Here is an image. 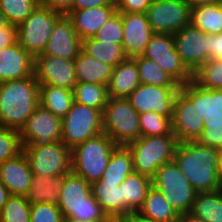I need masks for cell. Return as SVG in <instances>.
<instances>
[{
	"label": "cell",
	"mask_w": 222,
	"mask_h": 222,
	"mask_svg": "<svg viewBox=\"0 0 222 222\" xmlns=\"http://www.w3.org/2000/svg\"><path fill=\"white\" fill-rule=\"evenodd\" d=\"M217 148L198 141L178 142L173 161L184 173L197 193L220 190L217 178Z\"/></svg>",
	"instance_id": "cell-1"
},
{
	"label": "cell",
	"mask_w": 222,
	"mask_h": 222,
	"mask_svg": "<svg viewBox=\"0 0 222 222\" xmlns=\"http://www.w3.org/2000/svg\"><path fill=\"white\" fill-rule=\"evenodd\" d=\"M35 76L0 83V127L20 131L39 102Z\"/></svg>",
	"instance_id": "cell-2"
},
{
	"label": "cell",
	"mask_w": 222,
	"mask_h": 222,
	"mask_svg": "<svg viewBox=\"0 0 222 222\" xmlns=\"http://www.w3.org/2000/svg\"><path fill=\"white\" fill-rule=\"evenodd\" d=\"M64 218L79 222H113L91 191V184L72 170L64 175L57 204Z\"/></svg>",
	"instance_id": "cell-3"
},
{
	"label": "cell",
	"mask_w": 222,
	"mask_h": 222,
	"mask_svg": "<svg viewBox=\"0 0 222 222\" xmlns=\"http://www.w3.org/2000/svg\"><path fill=\"white\" fill-rule=\"evenodd\" d=\"M180 90L192 101L198 102V111L204 121L199 143L218 148L222 142V90L207 89L193 79L181 85Z\"/></svg>",
	"instance_id": "cell-4"
},
{
	"label": "cell",
	"mask_w": 222,
	"mask_h": 222,
	"mask_svg": "<svg viewBox=\"0 0 222 222\" xmlns=\"http://www.w3.org/2000/svg\"><path fill=\"white\" fill-rule=\"evenodd\" d=\"M117 144L104 132L71 150V170L92 184L101 179Z\"/></svg>",
	"instance_id": "cell-5"
},
{
	"label": "cell",
	"mask_w": 222,
	"mask_h": 222,
	"mask_svg": "<svg viewBox=\"0 0 222 222\" xmlns=\"http://www.w3.org/2000/svg\"><path fill=\"white\" fill-rule=\"evenodd\" d=\"M175 134L141 136L126 146L133 157L134 172L153 178L156 171L173 160L177 146Z\"/></svg>",
	"instance_id": "cell-6"
},
{
	"label": "cell",
	"mask_w": 222,
	"mask_h": 222,
	"mask_svg": "<svg viewBox=\"0 0 222 222\" xmlns=\"http://www.w3.org/2000/svg\"><path fill=\"white\" fill-rule=\"evenodd\" d=\"M102 118L103 132L117 145L126 146L141 137L139 113L127 98H108Z\"/></svg>",
	"instance_id": "cell-7"
},
{
	"label": "cell",
	"mask_w": 222,
	"mask_h": 222,
	"mask_svg": "<svg viewBox=\"0 0 222 222\" xmlns=\"http://www.w3.org/2000/svg\"><path fill=\"white\" fill-rule=\"evenodd\" d=\"M152 186L165 196L179 215L190 211L197 194L173 160L156 171L152 178Z\"/></svg>",
	"instance_id": "cell-8"
},
{
	"label": "cell",
	"mask_w": 222,
	"mask_h": 222,
	"mask_svg": "<svg viewBox=\"0 0 222 222\" xmlns=\"http://www.w3.org/2000/svg\"><path fill=\"white\" fill-rule=\"evenodd\" d=\"M63 16L38 5L26 20L17 25V42L33 57L43 53L55 24Z\"/></svg>",
	"instance_id": "cell-9"
},
{
	"label": "cell",
	"mask_w": 222,
	"mask_h": 222,
	"mask_svg": "<svg viewBox=\"0 0 222 222\" xmlns=\"http://www.w3.org/2000/svg\"><path fill=\"white\" fill-rule=\"evenodd\" d=\"M61 142L71 150L78 144L103 132L102 111L73 102L62 119Z\"/></svg>",
	"instance_id": "cell-10"
},
{
	"label": "cell",
	"mask_w": 222,
	"mask_h": 222,
	"mask_svg": "<svg viewBox=\"0 0 222 222\" xmlns=\"http://www.w3.org/2000/svg\"><path fill=\"white\" fill-rule=\"evenodd\" d=\"M31 171L35 176H60L71 171V149L61 142L48 145H23Z\"/></svg>",
	"instance_id": "cell-11"
},
{
	"label": "cell",
	"mask_w": 222,
	"mask_h": 222,
	"mask_svg": "<svg viewBox=\"0 0 222 222\" xmlns=\"http://www.w3.org/2000/svg\"><path fill=\"white\" fill-rule=\"evenodd\" d=\"M142 55L155 61L180 86L193 79V73L175 49L173 34L154 33Z\"/></svg>",
	"instance_id": "cell-12"
},
{
	"label": "cell",
	"mask_w": 222,
	"mask_h": 222,
	"mask_svg": "<svg viewBox=\"0 0 222 222\" xmlns=\"http://www.w3.org/2000/svg\"><path fill=\"white\" fill-rule=\"evenodd\" d=\"M146 15L154 33L175 34L191 24L188 0H152Z\"/></svg>",
	"instance_id": "cell-13"
},
{
	"label": "cell",
	"mask_w": 222,
	"mask_h": 222,
	"mask_svg": "<svg viewBox=\"0 0 222 222\" xmlns=\"http://www.w3.org/2000/svg\"><path fill=\"white\" fill-rule=\"evenodd\" d=\"M62 119L39 105L19 131L22 145L44 146L61 140Z\"/></svg>",
	"instance_id": "cell-14"
},
{
	"label": "cell",
	"mask_w": 222,
	"mask_h": 222,
	"mask_svg": "<svg viewBox=\"0 0 222 222\" xmlns=\"http://www.w3.org/2000/svg\"><path fill=\"white\" fill-rule=\"evenodd\" d=\"M171 120L178 142L197 141L202 135L204 121L198 111V102H192L181 90L175 97Z\"/></svg>",
	"instance_id": "cell-15"
},
{
	"label": "cell",
	"mask_w": 222,
	"mask_h": 222,
	"mask_svg": "<svg viewBox=\"0 0 222 222\" xmlns=\"http://www.w3.org/2000/svg\"><path fill=\"white\" fill-rule=\"evenodd\" d=\"M179 90L180 87L140 84L127 99L139 114L153 111L172 118L174 100Z\"/></svg>",
	"instance_id": "cell-16"
},
{
	"label": "cell",
	"mask_w": 222,
	"mask_h": 222,
	"mask_svg": "<svg viewBox=\"0 0 222 222\" xmlns=\"http://www.w3.org/2000/svg\"><path fill=\"white\" fill-rule=\"evenodd\" d=\"M173 40L177 53L193 74L207 62L209 34L190 24L173 34Z\"/></svg>",
	"instance_id": "cell-17"
},
{
	"label": "cell",
	"mask_w": 222,
	"mask_h": 222,
	"mask_svg": "<svg viewBox=\"0 0 222 222\" xmlns=\"http://www.w3.org/2000/svg\"><path fill=\"white\" fill-rule=\"evenodd\" d=\"M34 76L39 85L73 90L77 84L74 60L49 55L34 57Z\"/></svg>",
	"instance_id": "cell-18"
},
{
	"label": "cell",
	"mask_w": 222,
	"mask_h": 222,
	"mask_svg": "<svg viewBox=\"0 0 222 222\" xmlns=\"http://www.w3.org/2000/svg\"><path fill=\"white\" fill-rule=\"evenodd\" d=\"M123 25V51L127 57L142 55L154 32L151 29L146 13L120 12Z\"/></svg>",
	"instance_id": "cell-19"
},
{
	"label": "cell",
	"mask_w": 222,
	"mask_h": 222,
	"mask_svg": "<svg viewBox=\"0 0 222 222\" xmlns=\"http://www.w3.org/2000/svg\"><path fill=\"white\" fill-rule=\"evenodd\" d=\"M81 48L82 40L77 35L72 21L67 16H63L55 24L43 53L38 55L74 60Z\"/></svg>",
	"instance_id": "cell-20"
},
{
	"label": "cell",
	"mask_w": 222,
	"mask_h": 222,
	"mask_svg": "<svg viewBox=\"0 0 222 222\" xmlns=\"http://www.w3.org/2000/svg\"><path fill=\"white\" fill-rule=\"evenodd\" d=\"M32 178L33 173L23 151L0 164V181L10 195L26 196L29 192Z\"/></svg>",
	"instance_id": "cell-21"
},
{
	"label": "cell",
	"mask_w": 222,
	"mask_h": 222,
	"mask_svg": "<svg viewBox=\"0 0 222 222\" xmlns=\"http://www.w3.org/2000/svg\"><path fill=\"white\" fill-rule=\"evenodd\" d=\"M34 75V57L18 42L0 50V83Z\"/></svg>",
	"instance_id": "cell-22"
},
{
	"label": "cell",
	"mask_w": 222,
	"mask_h": 222,
	"mask_svg": "<svg viewBox=\"0 0 222 222\" xmlns=\"http://www.w3.org/2000/svg\"><path fill=\"white\" fill-rule=\"evenodd\" d=\"M116 11V6H100L73 10L67 17L72 21L79 38L84 40L92 38Z\"/></svg>",
	"instance_id": "cell-23"
},
{
	"label": "cell",
	"mask_w": 222,
	"mask_h": 222,
	"mask_svg": "<svg viewBox=\"0 0 222 222\" xmlns=\"http://www.w3.org/2000/svg\"><path fill=\"white\" fill-rule=\"evenodd\" d=\"M141 84L136 61L127 57L113 68L108 84L109 98H127Z\"/></svg>",
	"instance_id": "cell-24"
},
{
	"label": "cell",
	"mask_w": 222,
	"mask_h": 222,
	"mask_svg": "<svg viewBox=\"0 0 222 222\" xmlns=\"http://www.w3.org/2000/svg\"><path fill=\"white\" fill-rule=\"evenodd\" d=\"M122 188V217L137 212L143 205L148 190L152 187V179L133 172L120 184Z\"/></svg>",
	"instance_id": "cell-25"
},
{
	"label": "cell",
	"mask_w": 222,
	"mask_h": 222,
	"mask_svg": "<svg viewBox=\"0 0 222 222\" xmlns=\"http://www.w3.org/2000/svg\"><path fill=\"white\" fill-rule=\"evenodd\" d=\"M77 83L100 84L108 87L113 67L99 62L82 50L74 59Z\"/></svg>",
	"instance_id": "cell-26"
},
{
	"label": "cell",
	"mask_w": 222,
	"mask_h": 222,
	"mask_svg": "<svg viewBox=\"0 0 222 222\" xmlns=\"http://www.w3.org/2000/svg\"><path fill=\"white\" fill-rule=\"evenodd\" d=\"M91 191L102 210L113 222L122 217V188L120 185L97 181L91 184Z\"/></svg>",
	"instance_id": "cell-27"
},
{
	"label": "cell",
	"mask_w": 222,
	"mask_h": 222,
	"mask_svg": "<svg viewBox=\"0 0 222 222\" xmlns=\"http://www.w3.org/2000/svg\"><path fill=\"white\" fill-rule=\"evenodd\" d=\"M137 212L156 222H178L180 216L165 196L153 186L148 190L143 205Z\"/></svg>",
	"instance_id": "cell-28"
},
{
	"label": "cell",
	"mask_w": 222,
	"mask_h": 222,
	"mask_svg": "<svg viewBox=\"0 0 222 222\" xmlns=\"http://www.w3.org/2000/svg\"><path fill=\"white\" fill-rule=\"evenodd\" d=\"M63 179L64 175L55 177L33 175L29 192L26 195L27 201L30 204L46 202L57 205Z\"/></svg>",
	"instance_id": "cell-29"
},
{
	"label": "cell",
	"mask_w": 222,
	"mask_h": 222,
	"mask_svg": "<svg viewBox=\"0 0 222 222\" xmlns=\"http://www.w3.org/2000/svg\"><path fill=\"white\" fill-rule=\"evenodd\" d=\"M40 105L63 119L74 102L73 90L52 85L39 86Z\"/></svg>",
	"instance_id": "cell-30"
},
{
	"label": "cell",
	"mask_w": 222,
	"mask_h": 222,
	"mask_svg": "<svg viewBox=\"0 0 222 222\" xmlns=\"http://www.w3.org/2000/svg\"><path fill=\"white\" fill-rule=\"evenodd\" d=\"M133 172V157L130 150L127 146L117 145L112 151L107 168L99 181L120 185Z\"/></svg>",
	"instance_id": "cell-31"
},
{
	"label": "cell",
	"mask_w": 222,
	"mask_h": 222,
	"mask_svg": "<svg viewBox=\"0 0 222 222\" xmlns=\"http://www.w3.org/2000/svg\"><path fill=\"white\" fill-rule=\"evenodd\" d=\"M81 50L95 60L108 64L113 68L127 58L122 44L102 42L95 40L93 37L82 40Z\"/></svg>",
	"instance_id": "cell-32"
},
{
	"label": "cell",
	"mask_w": 222,
	"mask_h": 222,
	"mask_svg": "<svg viewBox=\"0 0 222 222\" xmlns=\"http://www.w3.org/2000/svg\"><path fill=\"white\" fill-rule=\"evenodd\" d=\"M190 214L202 218L205 222H222V193H197Z\"/></svg>",
	"instance_id": "cell-33"
},
{
	"label": "cell",
	"mask_w": 222,
	"mask_h": 222,
	"mask_svg": "<svg viewBox=\"0 0 222 222\" xmlns=\"http://www.w3.org/2000/svg\"><path fill=\"white\" fill-rule=\"evenodd\" d=\"M191 24L209 35L222 32V9L217 5L191 6Z\"/></svg>",
	"instance_id": "cell-34"
},
{
	"label": "cell",
	"mask_w": 222,
	"mask_h": 222,
	"mask_svg": "<svg viewBox=\"0 0 222 222\" xmlns=\"http://www.w3.org/2000/svg\"><path fill=\"white\" fill-rule=\"evenodd\" d=\"M138 66L141 84H149L160 87H180L155 61L138 55L132 57Z\"/></svg>",
	"instance_id": "cell-35"
},
{
	"label": "cell",
	"mask_w": 222,
	"mask_h": 222,
	"mask_svg": "<svg viewBox=\"0 0 222 222\" xmlns=\"http://www.w3.org/2000/svg\"><path fill=\"white\" fill-rule=\"evenodd\" d=\"M74 102L103 112L108 100L107 86L90 83H77L73 88Z\"/></svg>",
	"instance_id": "cell-36"
},
{
	"label": "cell",
	"mask_w": 222,
	"mask_h": 222,
	"mask_svg": "<svg viewBox=\"0 0 222 222\" xmlns=\"http://www.w3.org/2000/svg\"><path fill=\"white\" fill-rule=\"evenodd\" d=\"M30 207L26 196L10 195L0 210V222H30Z\"/></svg>",
	"instance_id": "cell-37"
},
{
	"label": "cell",
	"mask_w": 222,
	"mask_h": 222,
	"mask_svg": "<svg viewBox=\"0 0 222 222\" xmlns=\"http://www.w3.org/2000/svg\"><path fill=\"white\" fill-rule=\"evenodd\" d=\"M193 80L204 88L222 90V59H209L193 74Z\"/></svg>",
	"instance_id": "cell-38"
},
{
	"label": "cell",
	"mask_w": 222,
	"mask_h": 222,
	"mask_svg": "<svg viewBox=\"0 0 222 222\" xmlns=\"http://www.w3.org/2000/svg\"><path fill=\"white\" fill-rule=\"evenodd\" d=\"M171 119L153 111L139 114L141 136L174 134Z\"/></svg>",
	"instance_id": "cell-39"
},
{
	"label": "cell",
	"mask_w": 222,
	"mask_h": 222,
	"mask_svg": "<svg viewBox=\"0 0 222 222\" xmlns=\"http://www.w3.org/2000/svg\"><path fill=\"white\" fill-rule=\"evenodd\" d=\"M39 5V0H0V9L8 23L19 25Z\"/></svg>",
	"instance_id": "cell-40"
},
{
	"label": "cell",
	"mask_w": 222,
	"mask_h": 222,
	"mask_svg": "<svg viewBox=\"0 0 222 222\" xmlns=\"http://www.w3.org/2000/svg\"><path fill=\"white\" fill-rule=\"evenodd\" d=\"M23 151L19 131L0 127V164Z\"/></svg>",
	"instance_id": "cell-41"
},
{
	"label": "cell",
	"mask_w": 222,
	"mask_h": 222,
	"mask_svg": "<svg viewBox=\"0 0 222 222\" xmlns=\"http://www.w3.org/2000/svg\"><path fill=\"white\" fill-rule=\"evenodd\" d=\"M123 25L121 13L116 11L93 36L95 40L123 44Z\"/></svg>",
	"instance_id": "cell-42"
},
{
	"label": "cell",
	"mask_w": 222,
	"mask_h": 222,
	"mask_svg": "<svg viewBox=\"0 0 222 222\" xmlns=\"http://www.w3.org/2000/svg\"><path fill=\"white\" fill-rule=\"evenodd\" d=\"M63 216L57 205L41 202L31 204L30 222H62Z\"/></svg>",
	"instance_id": "cell-43"
},
{
	"label": "cell",
	"mask_w": 222,
	"mask_h": 222,
	"mask_svg": "<svg viewBox=\"0 0 222 222\" xmlns=\"http://www.w3.org/2000/svg\"><path fill=\"white\" fill-rule=\"evenodd\" d=\"M116 8L118 12L124 13H146L147 8L151 5L152 0H117Z\"/></svg>",
	"instance_id": "cell-44"
},
{
	"label": "cell",
	"mask_w": 222,
	"mask_h": 222,
	"mask_svg": "<svg viewBox=\"0 0 222 222\" xmlns=\"http://www.w3.org/2000/svg\"><path fill=\"white\" fill-rule=\"evenodd\" d=\"M74 0H39V5L67 16L73 11Z\"/></svg>",
	"instance_id": "cell-45"
},
{
	"label": "cell",
	"mask_w": 222,
	"mask_h": 222,
	"mask_svg": "<svg viewBox=\"0 0 222 222\" xmlns=\"http://www.w3.org/2000/svg\"><path fill=\"white\" fill-rule=\"evenodd\" d=\"M17 42V25L8 23L0 28V50Z\"/></svg>",
	"instance_id": "cell-46"
},
{
	"label": "cell",
	"mask_w": 222,
	"mask_h": 222,
	"mask_svg": "<svg viewBox=\"0 0 222 222\" xmlns=\"http://www.w3.org/2000/svg\"><path fill=\"white\" fill-rule=\"evenodd\" d=\"M209 59H222V32L217 35H209V49H207V61Z\"/></svg>",
	"instance_id": "cell-47"
},
{
	"label": "cell",
	"mask_w": 222,
	"mask_h": 222,
	"mask_svg": "<svg viewBox=\"0 0 222 222\" xmlns=\"http://www.w3.org/2000/svg\"><path fill=\"white\" fill-rule=\"evenodd\" d=\"M100 6H116L112 0H74L73 10H84Z\"/></svg>",
	"instance_id": "cell-48"
},
{
	"label": "cell",
	"mask_w": 222,
	"mask_h": 222,
	"mask_svg": "<svg viewBox=\"0 0 222 222\" xmlns=\"http://www.w3.org/2000/svg\"><path fill=\"white\" fill-rule=\"evenodd\" d=\"M116 222H156V221L143 217L138 212H131L128 213L126 216L119 218Z\"/></svg>",
	"instance_id": "cell-49"
},
{
	"label": "cell",
	"mask_w": 222,
	"mask_h": 222,
	"mask_svg": "<svg viewBox=\"0 0 222 222\" xmlns=\"http://www.w3.org/2000/svg\"><path fill=\"white\" fill-rule=\"evenodd\" d=\"M178 222H205V221L202 218L194 216L188 212L180 214Z\"/></svg>",
	"instance_id": "cell-50"
},
{
	"label": "cell",
	"mask_w": 222,
	"mask_h": 222,
	"mask_svg": "<svg viewBox=\"0 0 222 222\" xmlns=\"http://www.w3.org/2000/svg\"><path fill=\"white\" fill-rule=\"evenodd\" d=\"M10 196L8 190L3 185V183L0 181V210L4 206V204L7 202L8 197Z\"/></svg>",
	"instance_id": "cell-51"
},
{
	"label": "cell",
	"mask_w": 222,
	"mask_h": 222,
	"mask_svg": "<svg viewBox=\"0 0 222 222\" xmlns=\"http://www.w3.org/2000/svg\"><path fill=\"white\" fill-rule=\"evenodd\" d=\"M191 6H205L217 4L218 0H188Z\"/></svg>",
	"instance_id": "cell-52"
},
{
	"label": "cell",
	"mask_w": 222,
	"mask_h": 222,
	"mask_svg": "<svg viewBox=\"0 0 222 222\" xmlns=\"http://www.w3.org/2000/svg\"><path fill=\"white\" fill-rule=\"evenodd\" d=\"M217 178L221 186L222 185V154H219V157H218Z\"/></svg>",
	"instance_id": "cell-53"
},
{
	"label": "cell",
	"mask_w": 222,
	"mask_h": 222,
	"mask_svg": "<svg viewBox=\"0 0 222 222\" xmlns=\"http://www.w3.org/2000/svg\"><path fill=\"white\" fill-rule=\"evenodd\" d=\"M8 24V21L6 20L5 14L0 9V28H3Z\"/></svg>",
	"instance_id": "cell-54"
},
{
	"label": "cell",
	"mask_w": 222,
	"mask_h": 222,
	"mask_svg": "<svg viewBox=\"0 0 222 222\" xmlns=\"http://www.w3.org/2000/svg\"><path fill=\"white\" fill-rule=\"evenodd\" d=\"M62 222H79V221L73 220L71 218H63Z\"/></svg>",
	"instance_id": "cell-55"
},
{
	"label": "cell",
	"mask_w": 222,
	"mask_h": 222,
	"mask_svg": "<svg viewBox=\"0 0 222 222\" xmlns=\"http://www.w3.org/2000/svg\"><path fill=\"white\" fill-rule=\"evenodd\" d=\"M217 149H218L219 154H222V142L220 143V146Z\"/></svg>",
	"instance_id": "cell-56"
},
{
	"label": "cell",
	"mask_w": 222,
	"mask_h": 222,
	"mask_svg": "<svg viewBox=\"0 0 222 222\" xmlns=\"http://www.w3.org/2000/svg\"><path fill=\"white\" fill-rule=\"evenodd\" d=\"M217 5L222 9V0H218Z\"/></svg>",
	"instance_id": "cell-57"
}]
</instances>
